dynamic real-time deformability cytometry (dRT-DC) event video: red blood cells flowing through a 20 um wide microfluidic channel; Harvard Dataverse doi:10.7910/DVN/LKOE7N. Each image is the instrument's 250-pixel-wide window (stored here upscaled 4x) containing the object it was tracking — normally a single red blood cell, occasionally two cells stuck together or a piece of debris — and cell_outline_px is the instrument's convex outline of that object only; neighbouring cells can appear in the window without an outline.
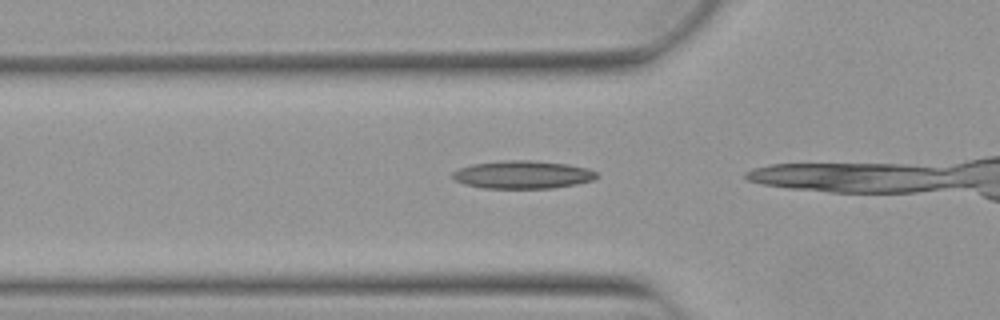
{"species": "Egyptian fruit bat (a non-hibernating species)", "species_latin": "Rousettus aegyptiacus", "temperature_condition": "warm", "stored_images_in_passage": 6, "camera_frame_rate_fps": 3000, "um_per_image_px": 0.085, "animal": {"sex": "female"}, "frame": {"image": 1, "passage_image": 4, "time_ms": 1.0, "image_size_px": [1000, 320], "cell_outline_px": [[600, 176], [592, 180], [576, 184], [552, 188], [484, 188], [464, 184], [456, 180], [452, 176], [452, 172], [460, 168], [472, 164], [504, 160], [532, 160], [568, 164], [588, 168], [596, 172]], "centroid_in_image_um": [44.45, 14.84], "position_along_channel_um": 81.4, "area_um2": 23.47}}